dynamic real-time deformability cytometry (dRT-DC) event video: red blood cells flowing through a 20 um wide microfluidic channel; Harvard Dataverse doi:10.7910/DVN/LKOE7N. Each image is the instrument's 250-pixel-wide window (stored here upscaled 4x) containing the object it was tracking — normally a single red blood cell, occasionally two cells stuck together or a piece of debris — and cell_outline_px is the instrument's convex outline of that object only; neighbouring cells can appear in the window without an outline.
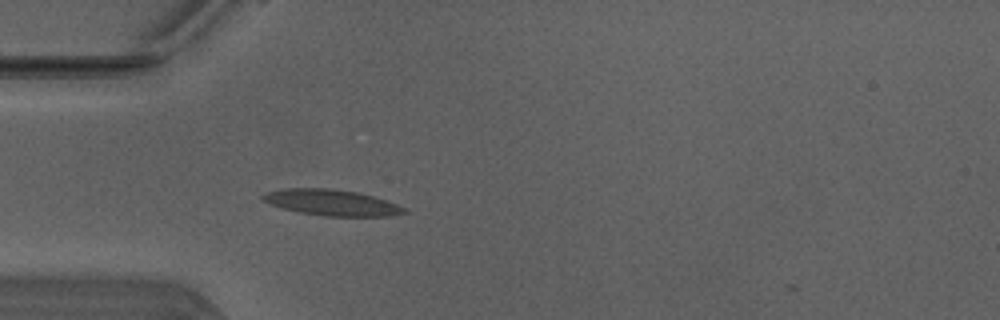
{"species": "Egyptian fruit bat (a non-hibernating species)", "species_latin": "Rousettus aegyptiacus", "temperature_condition": "warm", "stored_images_in_passage": 3, "camera_frame_rate_fps": 3000, "um_per_image_px": 0.085, "animal": {"sex": "male"}, "frame": {"image": 1, "passage_image": 2, "time_ms": 0.333, "image_size_px": [1000, 320], "cell_outline_px": [[408, 212], [388, 216], [324, 216], [300, 212], [268, 204], [260, 200], [260, 196], [268, 192], [284, 188], [328, 188], [356, 192], [372, 196], [408, 208]], "centroid_in_image_um": [28.16, 17.22], "position_along_channel_um": 56.8, "area_um2": 21.33}}